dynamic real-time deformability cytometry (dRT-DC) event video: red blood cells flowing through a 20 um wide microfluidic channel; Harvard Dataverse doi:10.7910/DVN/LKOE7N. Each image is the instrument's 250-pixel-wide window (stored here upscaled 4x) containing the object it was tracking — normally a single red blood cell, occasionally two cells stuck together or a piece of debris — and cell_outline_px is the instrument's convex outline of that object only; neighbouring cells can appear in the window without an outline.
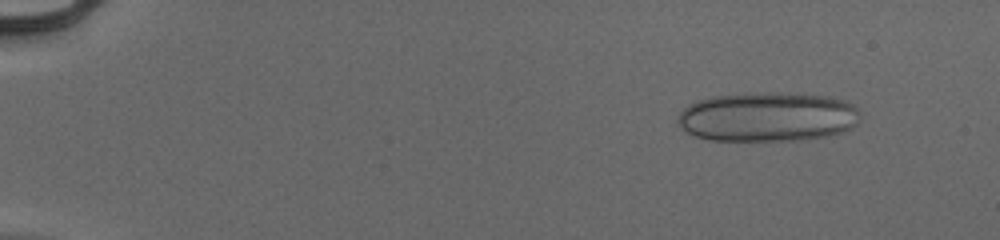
{"species": "human", "species_latin": "Homo sapiens", "temperature_condition": "cold", "stored_images_in_passage": 54, "camera_frame_rate_fps": 3000, "um_per_image_px": 0.085, "donor": {"sex": "male"}, "frame": {"image": 1, "passage_image": 6, "time_ms": 1.667, "image_size_px": [1000, 240], "cell_outline_px": [[856, 124], [840, 132], [824, 136], [796, 140], [708, 140], [696, 136], [680, 128], [676, 120], [680, 112], [688, 104], [700, 100], [716, 96], [772, 92], [824, 96], [840, 100], [852, 104], [856, 108]], "centroid_in_image_um": [65.16, 9.94], "position_along_channel_um": 19.8, "area_um2": 51.67}}
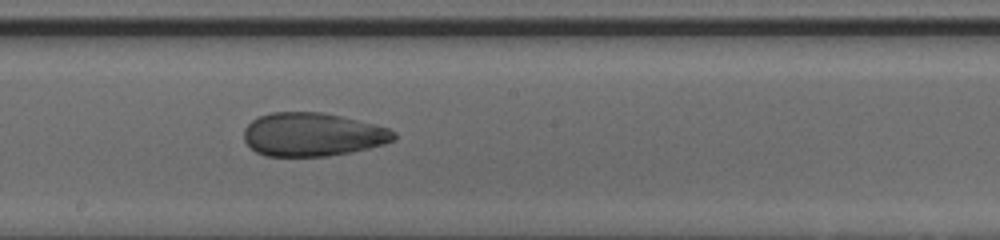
{"frame": {"image": 2, "passage_image": 32, "time_ms": 10.333, "image_size_px": [1000, 240], "cell_outline_px": [[396, 140], [384, 144], [352, 152], [328, 156], [264, 156], [256, 152], [244, 140], [244, 128], [252, 120], [260, 116], [272, 112], [320, 112], [340, 116], [388, 128], [396, 132]], "centroid_in_image_um": [26.56, 11.44], "position_along_channel_um": 221.6, "area_um2": 37.92}}
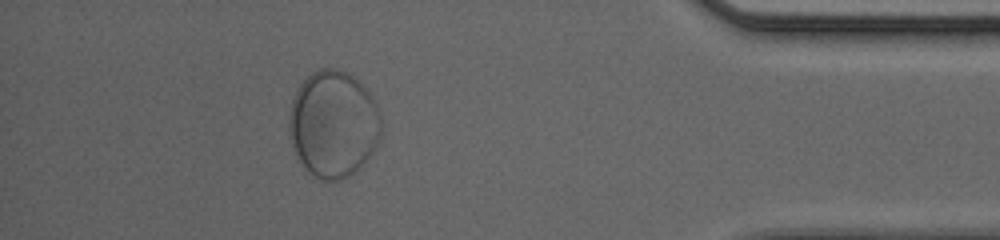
{"frame": {"image": 3, "passage_image": 49, "time_ms": 16.0, "image_size_px": [1000, 240], "cell_outline_px": [[380, 140], [372, 152], [360, 168], [356, 172], [340, 180], [320, 180], [312, 176], [296, 160], [292, 148], [288, 128], [288, 112], [292, 100], [300, 84], [312, 72], [320, 68], [336, 68], [348, 72], [376, 100], [380, 112]], "centroid_in_image_um": [28.3, 10.57], "position_along_channel_um": 406.9, "area_um2": 58.15}, "authors_computed_cell_mechanics": {"area_um2": 45.4597, "velocity_mm_per_s": 3.8969, "shape_relaxation_time_tau1_ms": 9.9666, "shape_relaxation_time_tau2_ms": null, "deformation_change_tau1": 0.1978, "deformation_change_tau2": null}}